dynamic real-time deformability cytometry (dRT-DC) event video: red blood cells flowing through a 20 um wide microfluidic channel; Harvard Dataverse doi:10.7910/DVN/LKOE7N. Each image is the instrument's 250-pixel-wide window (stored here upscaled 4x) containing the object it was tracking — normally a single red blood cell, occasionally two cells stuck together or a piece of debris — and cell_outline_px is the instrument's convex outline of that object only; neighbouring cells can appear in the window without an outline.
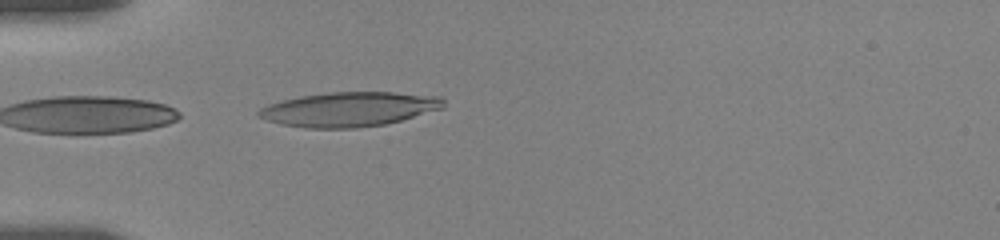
{"species": "human", "species_latin": "Homo sapiens", "temperature_condition": "room temperature", "stored_images_in_passage": 5, "camera_frame_rate_fps": 3000, "um_per_image_px": 0.085, "donor": {"sex": "female"}, "frame": {"image": 1, "passage_image": 1, "time_ms": 0.0, "image_size_px": [1000, 240], "cell_outline_px": [[444, 108], [400, 120], [384, 124], [356, 128], [304, 128], [280, 124], [256, 116], [256, 112], [260, 108], [268, 104], [280, 100], [300, 96], [332, 92], [392, 92], [440, 96], [444, 100]], "centroid_in_image_um": [29.64, 9.28], "position_along_channel_um": 55.4, "area_um2": 37.22}}